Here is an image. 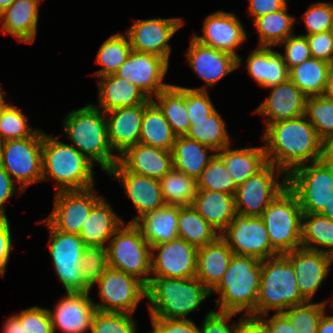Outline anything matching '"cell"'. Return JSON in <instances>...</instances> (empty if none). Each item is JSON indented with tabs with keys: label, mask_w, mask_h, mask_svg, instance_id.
Listing matches in <instances>:
<instances>
[{
	"label": "cell",
	"mask_w": 333,
	"mask_h": 333,
	"mask_svg": "<svg viewBox=\"0 0 333 333\" xmlns=\"http://www.w3.org/2000/svg\"><path fill=\"white\" fill-rule=\"evenodd\" d=\"M305 118L302 115L280 120L266 127L263 140L267 143L264 146L267 161L287 176L309 159L311 162L322 159L323 141Z\"/></svg>",
	"instance_id": "cell-1"
},
{
	"label": "cell",
	"mask_w": 333,
	"mask_h": 333,
	"mask_svg": "<svg viewBox=\"0 0 333 333\" xmlns=\"http://www.w3.org/2000/svg\"><path fill=\"white\" fill-rule=\"evenodd\" d=\"M261 271V260L234 254L221 281L211 291L220 293L216 301L219 311L242 313L246 310L247 316H256Z\"/></svg>",
	"instance_id": "cell-2"
},
{
	"label": "cell",
	"mask_w": 333,
	"mask_h": 333,
	"mask_svg": "<svg viewBox=\"0 0 333 333\" xmlns=\"http://www.w3.org/2000/svg\"><path fill=\"white\" fill-rule=\"evenodd\" d=\"M94 105L73 110L66 116L64 129L74 147L106 173L118 162L108 141L107 117Z\"/></svg>",
	"instance_id": "cell-3"
},
{
	"label": "cell",
	"mask_w": 333,
	"mask_h": 333,
	"mask_svg": "<svg viewBox=\"0 0 333 333\" xmlns=\"http://www.w3.org/2000/svg\"><path fill=\"white\" fill-rule=\"evenodd\" d=\"M211 292L196 278L153 277L146 287L150 317L187 319Z\"/></svg>",
	"instance_id": "cell-4"
},
{
	"label": "cell",
	"mask_w": 333,
	"mask_h": 333,
	"mask_svg": "<svg viewBox=\"0 0 333 333\" xmlns=\"http://www.w3.org/2000/svg\"><path fill=\"white\" fill-rule=\"evenodd\" d=\"M93 162L74 146L64 144L43 132L42 178L46 176L58 181V191L84 190L92 188Z\"/></svg>",
	"instance_id": "cell-5"
},
{
	"label": "cell",
	"mask_w": 333,
	"mask_h": 333,
	"mask_svg": "<svg viewBox=\"0 0 333 333\" xmlns=\"http://www.w3.org/2000/svg\"><path fill=\"white\" fill-rule=\"evenodd\" d=\"M295 276L292 264L283 254L262 260L256 317L269 316V310L280 313L308 302L301 295Z\"/></svg>",
	"instance_id": "cell-6"
},
{
	"label": "cell",
	"mask_w": 333,
	"mask_h": 333,
	"mask_svg": "<svg viewBox=\"0 0 333 333\" xmlns=\"http://www.w3.org/2000/svg\"><path fill=\"white\" fill-rule=\"evenodd\" d=\"M302 215L298 197L288 186L263 211L260 217L278 254L301 248Z\"/></svg>",
	"instance_id": "cell-7"
},
{
	"label": "cell",
	"mask_w": 333,
	"mask_h": 333,
	"mask_svg": "<svg viewBox=\"0 0 333 333\" xmlns=\"http://www.w3.org/2000/svg\"><path fill=\"white\" fill-rule=\"evenodd\" d=\"M123 226L106 246L108 267L132 275L147 286L151 278L146 276L151 274V246L135 223Z\"/></svg>",
	"instance_id": "cell-8"
},
{
	"label": "cell",
	"mask_w": 333,
	"mask_h": 333,
	"mask_svg": "<svg viewBox=\"0 0 333 333\" xmlns=\"http://www.w3.org/2000/svg\"><path fill=\"white\" fill-rule=\"evenodd\" d=\"M43 132L33 136L0 142V165L15 177L23 192L27 187L42 181Z\"/></svg>",
	"instance_id": "cell-9"
},
{
	"label": "cell",
	"mask_w": 333,
	"mask_h": 333,
	"mask_svg": "<svg viewBox=\"0 0 333 333\" xmlns=\"http://www.w3.org/2000/svg\"><path fill=\"white\" fill-rule=\"evenodd\" d=\"M42 224L49 228V251L56 273L66 291L89 292L91 288L84 282L81 272V261L86 246L80 235L58 231L46 219Z\"/></svg>",
	"instance_id": "cell-10"
},
{
	"label": "cell",
	"mask_w": 333,
	"mask_h": 333,
	"mask_svg": "<svg viewBox=\"0 0 333 333\" xmlns=\"http://www.w3.org/2000/svg\"><path fill=\"white\" fill-rule=\"evenodd\" d=\"M297 167L287 176V186L298 197L303 213L321 214L333 193V176L322 161Z\"/></svg>",
	"instance_id": "cell-11"
},
{
	"label": "cell",
	"mask_w": 333,
	"mask_h": 333,
	"mask_svg": "<svg viewBox=\"0 0 333 333\" xmlns=\"http://www.w3.org/2000/svg\"><path fill=\"white\" fill-rule=\"evenodd\" d=\"M220 237L237 255L252 256L261 261L279 255L271 246L260 216L236 213Z\"/></svg>",
	"instance_id": "cell-12"
},
{
	"label": "cell",
	"mask_w": 333,
	"mask_h": 333,
	"mask_svg": "<svg viewBox=\"0 0 333 333\" xmlns=\"http://www.w3.org/2000/svg\"><path fill=\"white\" fill-rule=\"evenodd\" d=\"M104 303L95 304L104 312L134 313L142 298H146V285L136 277L108 267L96 282Z\"/></svg>",
	"instance_id": "cell-13"
},
{
	"label": "cell",
	"mask_w": 333,
	"mask_h": 333,
	"mask_svg": "<svg viewBox=\"0 0 333 333\" xmlns=\"http://www.w3.org/2000/svg\"><path fill=\"white\" fill-rule=\"evenodd\" d=\"M275 168L267 163L260 171L249 177L243 184L237 186L235 193L236 212L248 216H261L263 211L287 187V175L282 183L277 182ZM245 205L244 207H242Z\"/></svg>",
	"instance_id": "cell-14"
},
{
	"label": "cell",
	"mask_w": 333,
	"mask_h": 333,
	"mask_svg": "<svg viewBox=\"0 0 333 333\" xmlns=\"http://www.w3.org/2000/svg\"><path fill=\"white\" fill-rule=\"evenodd\" d=\"M93 188L58 191L46 220L58 231L79 234L93 206L102 198L93 194Z\"/></svg>",
	"instance_id": "cell-15"
},
{
	"label": "cell",
	"mask_w": 333,
	"mask_h": 333,
	"mask_svg": "<svg viewBox=\"0 0 333 333\" xmlns=\"http://www.w3.org/2000/svg\"><path fill=\"white\" fill-rule=\"evenodd\" d=\"M167 70L168 62L164 58L132 50L115 74L133 83L153 100V96L170 86L162 83Z\"/></svg>",
	"instance_id": "cell-16"
},
{
	"label": "cell",
	"mask_w": 333,
	"mask_h": 333,
	"mask_svg": "<svg viewBox=\"0 0 333 333\" xmlns=\"http://www.w3.org/2000/svg\"><path fill=\"white\" fill-rule=\"evenodd\" d=\"M183 25L180 18H157L135 21L127 35L133 51L151 53L167 62L171 52L169 39Z\"/></svg>",
	"instance_id": "cell-17"
},
{
	"label": "cell",
	"mask_w": 333,
	"mask_h": 333,
	"mask_svg": "<svg viewBox=\"0 0 333 333\" xmlns=\"http://www.w3.org/2000/svg\"><path fill=\"white\" fill-rule=\"evenodd\" d=\"M159 251L151 253V273L164 278H192L197 272V248L184 239L176 238L166 243L151 246Z\"/></svg>",
	"instance_id": "cell-18"
},
{
	"label": "cell",
	"mask_w": 333,
	"mask_h": 333,
	"mask_svg": "<svg viewBox=\"0 0 333 333\" xmlns=\"http://www.w3.org/2000/svg\"><path fill=\"white\" fill-rule=\"evenodd\" d=\"M107 173L115 176L122 183L125 194L139 212L131 223L137 222L143 215L165 205L159 179L128 172L118 162Z\"/></svg>",
	"instance_id": "cell-19"
},
{
	"label": "cell",
	"mask_w": 333,
	"mask_h": 333,
	"mask_svg": "<svg viewBox=\"0 0 333 333\" xmlns=\"http://www.w3.org/2000/svg\"><path fill=\"white\" fill-rule=\"evenodd\" d=\"M203 32L200 37L195 33L193 38L205 46L233 55L238 59L239 66L241 58L235 52V48L246 40L247 36L236 15L223 11L209 15L204 20Z\"/></svg>",
	"instance_id": "cell-20"
},
{
	"label": "cell",
	"mask_w": 333,
	"mask_h": 333,
	"mask_svg": "<svg viewBox=\"0 0 333 333\" xmlns=\"http://www.w3.org/2000/svg\"><path fill=\"white\" fill-rule=\"evenodd\" d=\"M292 264L301 295L310 302L315 292L328 275V269L333 262L326 252L313 251L304 248L295 249L283 254Z\"/></svg>",
	"instance_id": "cell-21"
},
{
	"label": "cell",
	"mask_w": 333,
	"mask_h": 333,
	"mask_svg": "<svg viewBox=\"0 0 333 333\" xmlns=\"http://www.w3.org/2000/svg\"><path fill=\"white\" fill-rule=\"evenodd\" d=\"M88 294L67 292V296L56 305L54 313L49 310L54 333L56 327L64 333H85L90 330L97 308Z\"/></svg>",
	"instance_id": "cell-22"
},
{
	"label": "cell",
	"mask_w": 333,
	"mask_h": 333,
	"mask_svg": "<svg viewBox=\"0 0 333 333\" xmlns=\"http://www.w3.org/2000/svg\"><path fill=\"white\" fill-rule=\"evenodd\" d=\"M187 62L207 85L213 87L222 77L238 68V59L192 37Z\"/></svg>",
	"instance_id": "cell-23"
},
{
	"label": "cell",
	"mask_w": 333,
	"mask_h": 333,
	"mask_svg": "<svg viewBox=\"0 0 333 333\" xmlns=\"http://www.w3.org/2000/svg\"><path fill=\"white\" fill-rule=\"evenodd\" d=\"M268 88L272 89L270 96L256 109V113L269 117L265 120L266 127L280 120L305 115L307 96L290 79Z\"/></svg>",
	"instance_id": "cell-24"
},
{
	"label": "cell",
	"mask_w": 333,
	"mask_h": 333,
	"mask_svg": "<svg viewBox=\"0 0 333 333\" xmlns=\"http://www.w3.org/2000/svg\"><path fill=\"white\" fill-rule=\"evenodd\" d=\"M118 163L128 172L161 179L172 168V152L138 143L118 155Z\"/></svg>",
	"instance_id": "cell-25"
},
{
	"label": "cell",
	"mask_w": 333,
	"mask_h": 333,
	"mask_svg": "<svg viewBox=\"0 0 333 333\" xmlns=\"http://www.w3.org/2000/svg\"><path fill=\"white\" fill-rule=\"evenodd\" d=\"M111 115L107 121L108 141L112 150L121 155L127 148L139 143L144 103L105 112Z\"/></svg>",
	"instance_id": "cell-26"
},
{
	"label": "cell",
	"mask_w": 333,
	"mask_h": 333,
	"mask_svg": "<svg viewBox=\"0 0 333 333\" xmlns=\"http://www.w3.org/2000/svg\"><path fill=\"white\" fill-rule=\"evenodd\" d=\"M233 255V251L221 237L198 248L195 277L211 292L221 281Z\"/></svg>",
	"instance_id": "cell-27"
},
{
	"label": "cell",
	"mask_w": 333,
	"mask_h": 333,
	"mask_svg": "<svg viewBox=\"0 0 333 333\" xmlns=\"http://www.w3.org/2000/svg\"><path fill=\"white\" fill-rule=\"evenodd\" d=\"M40 0H15L0 13L3 20L1 30L10 33L19 42L33 43L38 24V4Z\"/></svg>",
	"instance_id": "cell-28"
},
{
	"label": "cell",
	"mask_w": 333,
	"mask_h": 333,
	"mask_svg": "<svg viewBox=\"0 0 333 333\" xmlns=\"http://www.w3.org/2000/svg\"><path fill=\"white\" fill-rule=\"evenodd\" d=\"M192 206L214 229L219 230V235L237 213L235 196L220 191L197 189Z\"/></svg>",
	"instance_id": "cell-29"
},
{
	"label": "cell",
	"mask_w": 333,
	"mask_h": 333,
	"mask_svg": "<svg viewBox=\"0 0 333 333\" xmlns=\"http://www.w3.org/2000/svg\"><path fill=\"white\" fill-rule=\"evenodd\" d=\"M98 84L100 107L104 113L148 103L151 100L141 89L115 73L100 77Z\"/></svg>",
	"instance_id": "cell-30"
},
{
	"label": "cell",
	"mask_w": 333,
	"mask_h": 333,
	"mask_svg": "<svg viewBox=\"0 0 333 333\" xmlns=\"http://www.w3.org/2000/svg\"><path fill=\"white\" fill-rule=\"evenodd\" d=\"M271 46H259L248 56L247 69L251 77L261 87L268 88L286 82L289 79L282 54L272 51Z\"/></svg>",
	"instance_id": "cell-31"
},
{
	"label": "cell",
	"mask_w": 333,
	"mask_h": 333,
	"mask_svg": "<svg viewBox=\"0 0 333 333\" xmlns=\"http://www.w3.org/2000/svg\"><path fill=\"white\" fill-rule=\"evenodd\" d=\"M123 223L104 198H101L90 211L79 235L85 246L105 247L106 241L112 238Z\"/></svg>",
	"instance_id": "cell-32"
},
{
	"label": "cell",
	"mask_w": 333,
	"mask_h": 333,
	"mask_svg": "<svg viewBox=\"0 0 333 333\" xmlns=\"http://www.w3.org/2000/svg\"><path fill=\"white\" fill-rule=\"evenodd\" d=\"M135 224L150 246L174 240L178 238V206L165 204L143 215Z\"/></svg>",
	"instance_id": "cell-33"
},
{
	"label": "cell",
	"mask_w": 333,
	"mask_h": 333,
	"mask_svg": "<svg viewBox=\"0 0 333 333\" xmlns=\"http://www.w3.org/2000/svg\"><path fill=\"white\" fill-rule=\"evenodd\" d=\"M220 151L216 154L224 162L237 186L243 184L268 163L264 146L231 150L228 145Z\"/></svg>",
	"instance_id": "cell-34"
},
{
	"label": "cell",
	"mask_w": 333,
	"mask_h": 333,
	"mask_svg": "<svg viewBox=\"0 0 333 333\" xmlns=\"http://www.w3.org/2000/svg\"><path fill=\"white\" fill-rule=\"evenodd\" d=\"M176 138L177 135L153 100L144 103L139 143L172 151Z\"/></svg>",
	"instance_id": "cell-35"
},
{
	"label": "cell",
	"mask_w": 333,
	"mask_h": 333,
	"mask_svg": "<svg viewBox=\"0 0 333 333\" xmlns=\"http://www.w3.org/2000/svg\"><path fill=\"white\" fill-rule=\"evenodd\" d=\"M212 148L186 136H177L172 148L173 168L194 177L196 180L208 166L215 154L208 155Z\"/></svg>",
	"instance_id": "cell-36"
},
{
	"label": "cell",
	"mask_w": 333,
	"mask_h": 333,
	"mask_svg": "<svg viewBox=\"0 0 333 333\" xmlns=\"http://www.w3.org/2000/svg\"><path fill=\"white\" fill-rule=\"evenodd\" d=\"M153 102L163 112L165 119L177 136H185L190 127L188 110L186 107V88L170 85L161 91Z\"/></svg>",
	"instance_id": "cell-37"
},
{
	"label": "cell",
	"mask_w": 333,
	"mask_h": 333,
	"mask_svg": "<svg viewBox=\"0 0 333 333\" xmlns=\"http://www.w3.org/2000/svg\"><path fill=\"white\" fill-rule=\"evenodd\" d=\"M220 235L198 212L191 206H178V238L197 249L216 241Z\"/></svg>",
	"instance_id": "cell-38"
},
{
	"label": "cell",
	"mask_w": 333,
	"mask_h": 333,
	"mask_svg": "<svg viewBox=\"0 0 333 333\" xmlns=\"http://www.w3.org/2000/svg\"><path fill=\"white\" fill-rule=\"evenodd\" d=\"M331 63L309 58L289 70V79L307 96L323 95Z\"/></svg>",
	"instance_id": "cell-39"
},
{
	"label": "cell",
	"mask_w": 333,
	"mask_h": 333,
	"mask_svg": "<svg viewBox=\"0 0 333 333\" xmlns=\"http://www.w3.org/2000/svg\"><path fill=\"white\" fill-rule=\"evenodd\" d=\"M320 245L328 250L317 248ZM301 248L333 254V220L321 214L303 213L301 227Z\"/></svg>",
	"instance_id": "cell-40"
},
{
	"label": "cell",
	"mask_w": 333,
	"mask_h": 333,
	"mask_svg": "<svg viewBox=\"0 0 333 333\" xmlns=\"http://www.w3.org/2000/svg\"><path fill=\"white\" fill-rule=\"evenodd\" d=\"M162 197L167 205L191 206L197 192L194 177L172 168L160 179Z\"/></svg>",
	"instance_id": "cell-41"
},
{
	"label": "cell",
	"mask_w": 333,
	"mask_h": 333,
	"mask_svg": "<svg viewBox=\"0 0 333 333\" xmlns=\"http://www.w3.org/2000/svg\"><path fill=\"white\" fill-rule=\"evenodd\" d=\"M190 127L186 137L212 148L215 152L229 145V135L225 122L215 110L207 119L190 121Z\"/></svg>",
	"instance_id": "cell-42"
},
{
	"label": "cell",
	"mask_w": 333,
	"mask_h": 333,
	"mask_svg": "<svg viewBox=\"0 0 333 333\" xmlns=\"http://www.w3.org/2000/svg\"><path fill=\"white\" fill-rule=\"evenodd\" d=\"M286 11L287 6L254 20L259 34V46H276L293 35L292 28L296 20Z\"/></svg>",
	"instance_id": "cell-43"
},
{
	"label": "cell",
	"mask_w": 333,
	"mask_h": 333,
	"mask_svg": "<svg viewBox=\"0 0 333 333\" xmlns=\"http://www.w3.org/2000/svg\"><path fill=\"white\" fill-rule=\"evenodd\" d=\"M132 51L129 38L121 33L109 37L100 47L97 54V63L104 66L94 75L99 77L114 74L127 60Z\"/></svg>",
	"instance_id": "cell-44"
},
{
	"label": "cell",
	"mask_w": 333,
	"mask_h": 333,
	"mask_svg": "<svg viewBox=\"0 0 333 333\" xmlns=\"http://www.w3.org/2000/svg\"><path fill=\"white\" fill-rule=\"evenodd\" d=\"M305 117H308L322 141L333 136V100L323 95L307 97Z\"/></svg>",
	"instance_id": "cell-45"
},
{
	"label": "cell",
	"mask_w": 333,
	"mask_h": 333,
	"mask_svg": "<svg viewBox=\"0 0 333 333\" xmlns=\"http://www.w3.org/2000/svg\"><path fill=\"white\" fill-rule=\"evenodd\" d=\"M196 181L197 189L220 191L232 195H235L237 190L231 174L216 153Z\"/></svg>",
	"instance_id": "cell-46"
},
{
	"label": "cell",
	"mask_w": 333,
	"mask_h": 333,
	"mask_svg": "<svg viewBox=\"0 0 333 333\" xmlns=\"http://www.w3.org/2000/svg\"><path fill=\"white\" fill-rule=\"evenodd\" d=\"M289 307L282 313L289 319L295 333H317L320 320L325 313L326 302Z\"/></svg>",
	"instance_id": "cell-47"
},
{
	"label": "cell",
	"mask_w": 333,
	"mask_h": 333,
	"mask_svg": "<svg viewBox=\"0 0 333 333\" xmlns=\"http://www.w3.org/2000/svg\"><path fill=\"white\" fill-rule=\"evenodd\" d=\"M27 117L16 106L6 103L0 111V142L33 136Z\"/></svg>",
	"instance_id": "cell-48"
},
{
	"label": "cell",
	"mask_w": 333,
	"mask_h": 333,
	"mask_svg": "<svg viewBox=\"0 0 333 333\" xmlns=\"http://www.w3.org/2000/svg\"><path fill=\"white\" fill-rule=\"evenodd\" d=\"M130 315L97 310L92 320L90 333H135V321Z\"/></svg>",
	"instance_id": "cell-49"
},
{
	"label": "cell",
	"mask_w": 333,
	"mask_h": 333,
	"mask_svg": "<svg viewBox=\"0 0 333 333\" xmlns=\"http://www.w3.org/2000/svg\"><path fill=\"white\" fill-rule=\"evenodd\" d=\"M108 268L106 247L86 246L81 261L84 282L91 288Z\"/></svg>",
	"instance_id": "cell-50"
},
{
	"label": "cell",
	"mask_w": 333,
	"mask_h": 333,
	"mask_svg": "<svg viewBox=\"0 0 333 333\" xmlns=\"http://www.w3.org/2000/svg\"><path fill=\"white\" fill-rule=\"evenodd\" d=\"M307 34L329 31L333 20V4L319 2L311 5L303 15Z\"/></svg>",
	"instance_id": "cell-51"
},
{
	"label": "cell",
	"mask_w": 333,
	"mask_h": 333,
	"mask_svg": "<svg viewBox=\"0 0 333 333\" xmlns=\"http://www.w3.org/2000/svg\"><path fill=\"white\" fill-rule=\"evenodd\" d=\"M204 88H186V107L189 121L207 119L216 110Z\"/></svg>",
	"instance_id": "cell-52"
},
{
	"label": "cell",
	"mask_w": 333,
	"mask_h": 333,
	"mask_svg": "<svg viewBox=\"0 0 333 333\" xmlns=\"http://www.w3.org/2000/svg\"><path fill=\"white\" fill-rule=\"evenodd\" d=\"M25 333H54L49 309L34 306L17 314Z\"/></svg>",
	"instance_id": "cell-53"
},
{
	"label": "cell",
	"mask_w": 333,
	"mask_h": 333,
	"mask_svg": "<svg viewBox=\"0 0 333 333\" xmlns=\"http://www.w3.org/2000/svg\"><path fill=\"white\" fill-rule=\"evenodd\" d=\"M279 44H285V56L282 57L289 70L312 57L306 35H290Z\"/></svg>",
	"instance_id": "cell-54"
},
{
	"label": "cell",
	"mask_w": 333,
	"mask_h": 333,
	"mask_svg": "<svg viewBox=\"0 0 333 333\" xmlns=\"http://www.w3.org/2000/svg\"><path fill=\"white\" fill-rule=\"evenodd\" d=\"M234 312L210 311L207 313L199 333H237L238 323L232 327L227 322L236 315Z\"/></svg>",
	"instance_id": "cell-55"
},
{
	"label": "cell",
	"mask_w": 333,
	"mask_h": 333,
	"mask_svg": "<svg viewBox=\"0 0 333 333\" xmlns=\"http://www.w3.org/2000/svg\"><path fill=\"white\" fill-rule=\"evenodd\" d=\"M306 38L313 58L333 63V37L328 31L306 35Z\"/></svg>",
	"instance_id": "cell-56"
},
{
	"label": "cell",
	"mask_w": 333,
	"mask_h": 333,
	"mask_svg": "<svg viewBox=\"0 0 333 333\" xmlns=\"http://www.w3.org/2000/svg\"><path fill=\"white\" fill-rule=\"evenodd\" d=\"M153 330L150 333H199L198 327L190 319H163L151 317Z\"/></svg>",
	"instance_id": "cell-57"
},
{
	"label": "cell",
	"mask_w": 333,
	"mask_h": 333,
	"mask_svg": "<svg viewBox=\"0 0 333 333\" xmlns=\"http://www.w3.org/2000/svg\"><path fill=\"white\" fill-rule=\"evenodd\" d=\"M12 249L11 232L7 218H0V277L4 276Z\"/></svg>",
	"instance_id": "cell-58"
},
{
	"label": "cell",
	"mask_w": 333,
	"mask_h": 333,
	"mask_svg": "<svg viewBox=\"0 0 333 333\" xmlns=\"http://www.w3.org/2000/svg\"><path fill=\"white\" fill-rule=\"evenodd\" d=\"M287 6L286 0H249V12L254 17L279 11Z\"/></svg>",
	"instance_id": "cell-59"
},
{
	"label": "cell",
	"mask_w": 333,
	"mask_h": 333,
	"mask_svg": "<svg viewBox=\"0 0 333 333\" xmlns=\"http://www.w3.org/2000/svg\"><path fill=\"white\" fill-rule=\"evenodd\" d=\"M14 179L0 165V218H7L4 203L15 194Z\"/></svg>",
	"instance_id": "cell-60"
},
{
	"label": "cell",
	"mask_w": 333,
	"mask_h": 333,
	"mask_svg": "<svg viewBox=\"0 0 333 333\" xmlns=\"http://www.w3.org/2000/svg\"><path fill=\"white\" fill-rule=\"evenodd\" d=\"M237 333H268L267 326L262 316L248 315L240 320Z\"/></svg>",
	"instance_id": "cell-61"
},
{
	"label": "cell",
	"mask_w": 333,
	"mask_h": 333,
	"mask_svg": "<svg viewBox=\"0 0 333 333\" xmlns=\"http://www.w3.org/2000/svg\"><path fill=\"white\" fill-rule=\"evenodd\" d=\"M268 333H295L289 319L282 313L276 312L269 320H265Z\"/></svg>",
	"instance_id": "cell-62"
},
{
	"label": "cell",
	"mask_w": 333,
	"mask_h": 333,
	"mask_svg": "<svg viewBox=\"0 0 333 333\" xmlns=\"http://www.w3.org/2000/svg\"><path fill=\"white\" fill-rule=\"evenodd\" d=\"M3 333H25L24 327L21 324L17 314L9 317L4 324Z\"/></svg>",
	"instance_id": "cell-63"
},
{
	"label": "cell",
	"mask_w": 333,
	"mask_h": 333,
	"mask_svg": "<svg viewBox=\"0 0 333 333\" xmlns=\"http://www.w3.org/2000/svg\"><path fill=\"white\" fill-rule=\"evenodd\" d=\"M321 160L324 163H333V136L323 141Z\"/></svg>",
	"instance_id": "cell-64"
},
{
	"label": "cell",
	"mask_w": 333,
	"mask_h": 333,
	"mask_svg": "<svg viewBox=\"0 0 333 333\" xmlns=\"http://www.w3.org/2000/svg\"><path fill=\"white\" fill-rule=\"evenodd\" d=\"M317 333H333V315H325L323 314Z\"/></svg>",
	"instance_id": "cell-65"
},
{
	"label": "cell",
	"mask_w": 333,
	"mask_h": 333,
	"mask_svg": "<svg viewBox=\"0 0 333 333\" xmlns=\"http://www.w3.org/2000/svg\"><path fill=\"white\" fill-rule=\"evenodd\" d=\"M323 96L333 100V63L330 65Z\"/></svg>",
	"instance_id": "cell-66"
},
{
	"label": "cell",
	"mask_w": 333,
	"mask_h": 333,
	"mask_svg": "<svg viewBox=\"0 0 333 333\" xmlns=\"http://www.w3.org/2000/svg\"><path fill=\"white\" fill-rule=\"evenodd\" d=\"M330 198L327 202V206L322 211L321 215L333 220V193H330Z\"/></svg>",
	"instance_id": "cell-67"
},
{
	"label": "cell",
	"mask_w": 333,
	"mask_h": 333,
	"mask_svg": "<svg viewBox=\"0 0 333 333\" xmlns=\"http://www.w3.org/2000/svg\"><path fill=\"white\" fill-rule=\"evenodd\" d=\"M15 0H0V13L8 8Z\"/></svg>",
	"instance_id": "cell-68"
},
{
	"label": "cell",
	"mask_w": 333,
	"mask_h": 333,
	"mask_svg": "<svg viewBox=\"0 0 333 333\" xmlns=\"http://www.w3.org/2000/svg\"><path fill=\"white\" fill-rule=\"evenodd\" d=\"M3 95H4V93H2V91L0 90V111L4 107V105L6 104Z\"/></svg>",
	"instance_id": "cell-69"
},
{
	"label": "cell",
	"mask_w": 333,
	"mask_h": 333,
	"mask_svg": "<svg viewBox=\"0 0 333 333\" xmlns=\"http://www.w3.org/2000/svg\"><path fill=\"white\" fill-rule=\"evenodd\" d=\"M329 168L333 176V163H325Z\"/></svg>",
	"instance_id": "cell-70"
},
{
	"label": "cell",
	"mask_w": 333,
	"mask_h": 333,
	"mask_svg": "<svg viewBox=\"0 0 333 333\" xmlns=\"http://www.w3.org/2000/svg\"><path fill=\"white\" fill-rule=\"evenodd\" d=\"M330 34H331V36L333 37V20H332V23H331V25H330V28H329V31H328Z\"/></svg>",
	"instance_id": "cell-71"
}]
</instances>
